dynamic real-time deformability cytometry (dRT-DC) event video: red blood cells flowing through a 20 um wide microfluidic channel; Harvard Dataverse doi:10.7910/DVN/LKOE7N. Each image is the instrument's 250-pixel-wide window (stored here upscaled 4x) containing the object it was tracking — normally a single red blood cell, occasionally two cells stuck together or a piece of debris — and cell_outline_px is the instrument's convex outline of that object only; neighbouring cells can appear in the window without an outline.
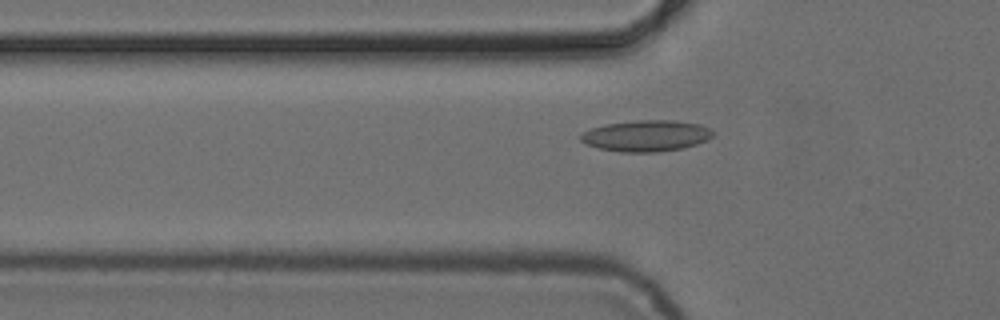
{"species": "common noctule bat (a hibernating species)", "species_latin": "Nyctalus noctula", "temperature_condition": "cold", "stored_images_in_passage": 54, "camera_frame_rate_fps": 3000, "um_per_image_px": 0.085, "animal": {"sex": "female", "body_mass_g": 24.6, "forearm_length_mm": 56.2}, "frame": {"image": 1, "passage_image": 18, "time_ms": 5.667, "image_size_px": [1000, 320], "cell_outline_px": [[716, 132], [708, 140], [684, 148], [656, 152], [620, 152], [600, 148], [584, 144], [580, 140], [580, 136], [584, 132], [592, 128], [608, 124], [636, 120], [676, 120], [700, 124], [712, 128]], "centroid_in_image_um": [54.99, 11.54], "position_along_channel_um": 70.8, "area_um2": 24.22}}
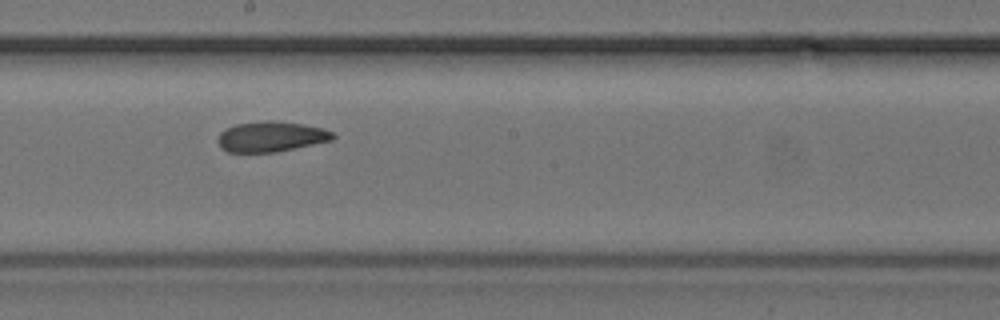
{"frame": {"image": 2, "passage_image": 30, "time_ms": 9.667, "image_size_px": [1000, 320], "cell_outline_px": [[336, 136], [332, 140], [276, 152], [228, 152], [220, 148], [216, 140], [220, 132], [236, 124], [264, 120], [276, 120], [304, 124], [324, 128], [332, 132]], "centroid_in_image_um": [23.03, 11.6], "position_along_channel_um": 225.2, "area_um2": 20.52}}
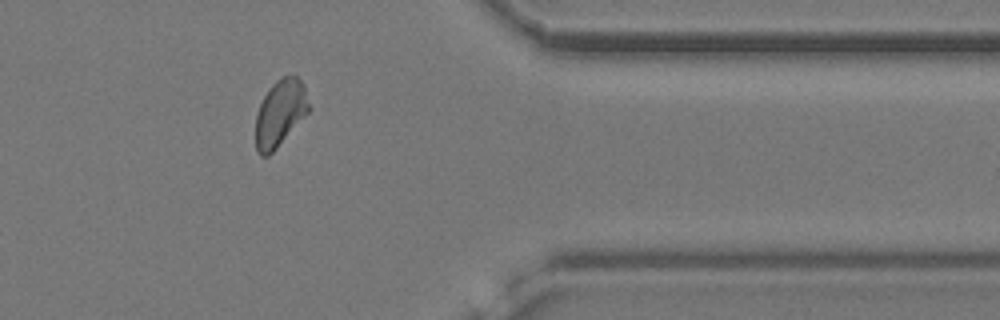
{"frame": {"image": 3, "passage_image": 44, "time_ms": 14.333, "image_size_px": [1000, 320], "cell_outline_px": [[312, 108], [276, 148], [268, 156], [260, 156], [256, 152], [256, 116], [260, 104], [268, 88], [276, 80], [284, 76], [296, 76], [304, 84]], "centroid_in_image_um": [23.82, 9.6], "position_along_channel_um": 387.6, "area_um2": 20.69}, "authors_computed_cell_mechanics": {"area_um2": 21.1548, "velocity_mm_per_s": 3.8473, "shape_relaxation_time_tau1_ms": null, "shape_relaxation_time_tau2_ms": 2.9606, "deformation_change_tau1": null, "deformation_change_tau2": 0.073}}